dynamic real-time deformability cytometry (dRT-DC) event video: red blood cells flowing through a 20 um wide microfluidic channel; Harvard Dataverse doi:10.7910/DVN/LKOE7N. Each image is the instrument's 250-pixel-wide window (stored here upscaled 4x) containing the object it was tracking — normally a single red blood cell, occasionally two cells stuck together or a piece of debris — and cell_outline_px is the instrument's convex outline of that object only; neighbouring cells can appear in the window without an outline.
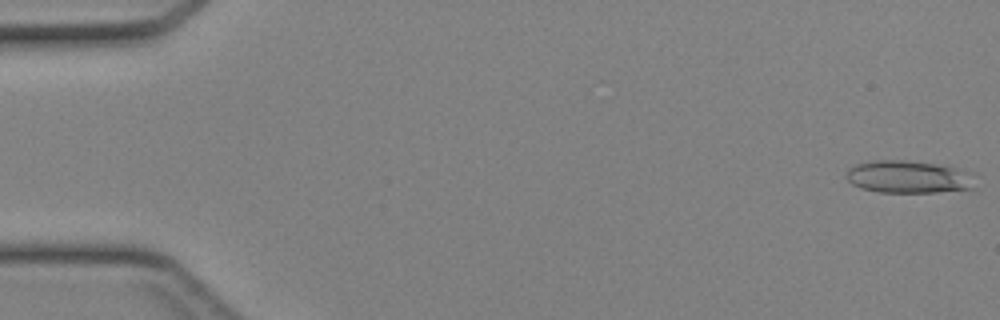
{"species": "Egyptian fruit bat (a non-hibernating species)", "species_latin": "Rousettus aegyptiacus", "temperature_condition": "cold", "stored_images_in_passage": 45, "camera_frame_rate_fps": 3000, "um_per_image_px": 0.085, "animal": {"sex": "female"}, "frame": {"image": 1, "passage_image": 1, "time_ms": 0.0, "image_size_px": [1000, 320], "cell_outline_px": [[972, 188], [936, 192], [880, 192], [860, 188], [852, 184], [844, 176], [848, 168], [856, 164], [872, 160], [908, 160], [936, 164], [952, 168]], "centroid_in_image_um": [76.88, 15.03], "position_along_channel_um": 8.1, "area_um2": 23.12}}
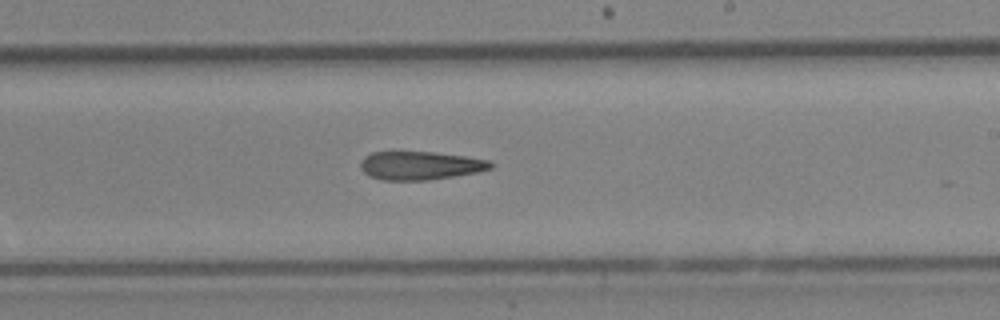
{"frame": {"image": 2, "passage_image": 27, "time_ms": 8.667, "image_size_px": [1000, 320], "cell_outline_px": [[496, 164], [492, 168], [476, 172], [428, 180], [384, 180], [372, 176], [364, 172], [360, 168], [360, 160], [364, 156], [372, 152], [392, 148], [432, 152], [464, 156], [488, 160]], "centroid_in_image_um": [35.64, 14.01], "position_along_channel_um": 253.4, "area_um2": 22.25}}
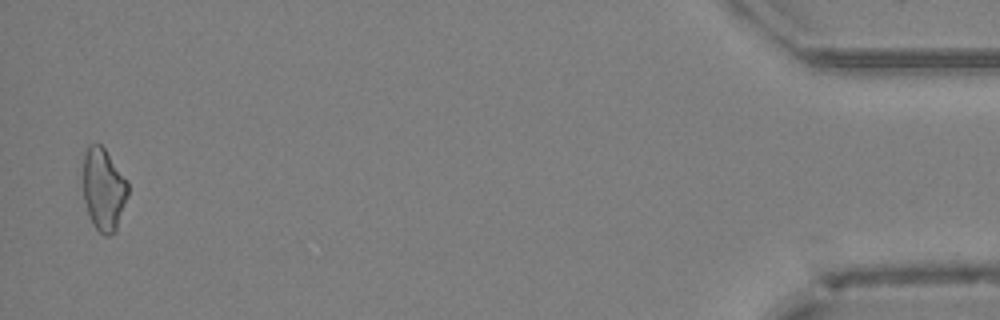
{"frame": {"image": 3, "passage_image": 44, "time_ms": 14.333, "image_size_px": [1000, 320], "cell_outline_px": [[128, 196], [116, 232], [108, 236], [104, 236], [92, 224], [84, 200], [84, 152], [88, 144], [100, 144], [104, 148], [128, 180]], "centroid_in_image_um": [8.83, 16.11], "position_along_channel_um": 426.4, "area_um2": 21.68}}